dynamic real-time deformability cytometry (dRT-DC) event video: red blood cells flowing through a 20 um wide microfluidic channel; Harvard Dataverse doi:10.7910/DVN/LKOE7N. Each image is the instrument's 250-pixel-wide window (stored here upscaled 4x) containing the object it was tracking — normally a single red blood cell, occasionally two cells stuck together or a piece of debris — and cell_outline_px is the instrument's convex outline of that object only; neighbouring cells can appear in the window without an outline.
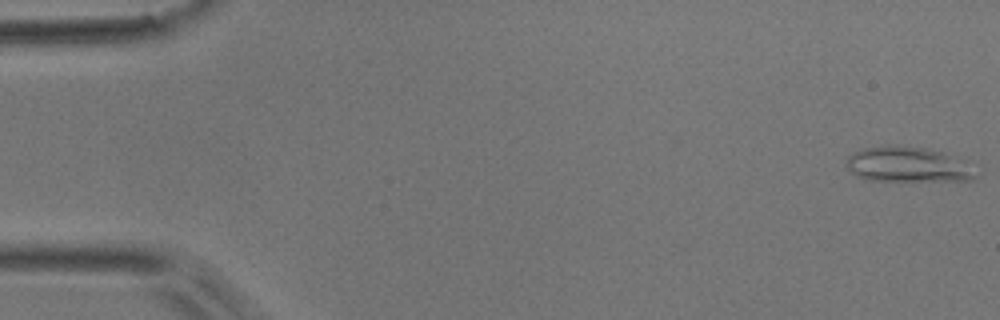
{"species": "common noctule bat (a hibernating species)", "species_latin": "Nyctalus noctula", "temperature_condition": "room temperature", "stored_images_in_passage": 5, "camera_frame_rate_fps": 3000, "um_per_image_px": 0.085, "animal": {"sex": "male", "body_mass_g": 17.9}, "frame": {"image": 1, "passage_image": 1, "time_ms": 0.0, "image_size_px": [1000, 320], "cell_outline_px": [[976, 180], [864, 180], [856, 176], [848, 168], [848, 156], [864, 148], [888, 144], [924, 148], [944, 152], [964, 160], [976, 176]], "centroid_in_image_um": [77.15, 13.98], "position_along_channel_um": 7.9, "area_um2": 26.24}}
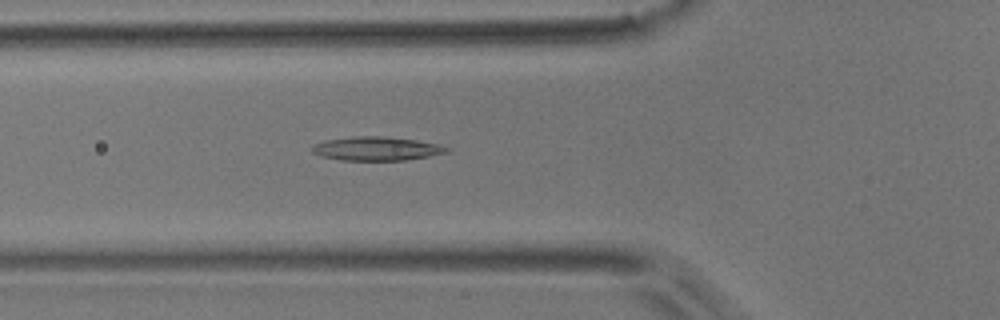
{"frame": {"image": 2, "passage_image": 5, "time_ms": 6.0, "image_size_px": [1000, 320], "cell_outline_px": [[448, 152], [428, 156], [404, 160], [340, 160], [320, 156], [312, 152], [312, 144], [324, 140], [356, 136], [384, 136], [416, 140], [436, 144], [448, 148]], "centroid_in_image_um": [31.93, 12.63], "position_along_channel_um": 93.9, "area_um2": 18.55}}